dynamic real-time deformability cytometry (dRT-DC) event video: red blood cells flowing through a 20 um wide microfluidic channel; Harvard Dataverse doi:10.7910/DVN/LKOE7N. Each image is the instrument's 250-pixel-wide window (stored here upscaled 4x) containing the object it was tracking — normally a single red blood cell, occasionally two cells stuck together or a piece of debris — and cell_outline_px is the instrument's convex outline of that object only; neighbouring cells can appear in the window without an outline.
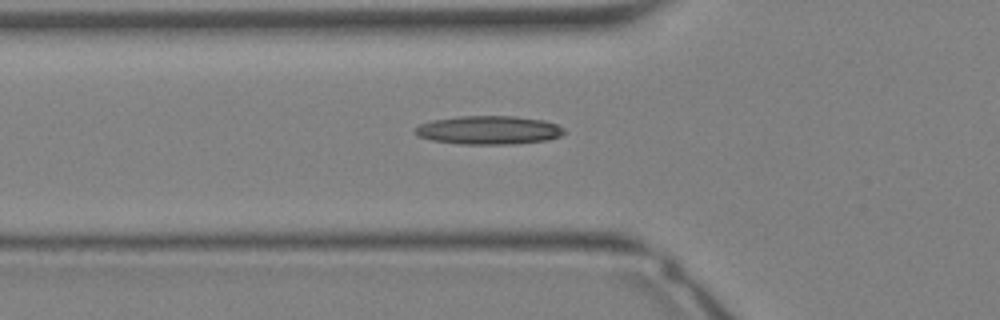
{"species": "Egyptian fruit bat (a non-hibernating species)", "species_latin": "Rousettus aegyptiacus", "temperature_condition": "warm", "stored_images_in_passage": 21, "camera_frame_rate_fps": 3000, "um_per_image_px": 0.085, "animal": {"sex": "female"}, "frame": {"image": 1, "passage_image": 2, "time_ms": 0.333, "image_size_px": [1000, 320], "cell_outline_px": [[568, 132], [560, 136], [548, 140], [516, 144], [460, 144], [432, 140], [420, 136], [412, 128], [420, 124], [432, 120], [456, 116], [516, 116], [544, 120], [556, 124], [564, 128]], "centroid_in_image_um": [41.58, 11.05], "position_along_channel_um": 84.2, "area_um2": 25.03}}
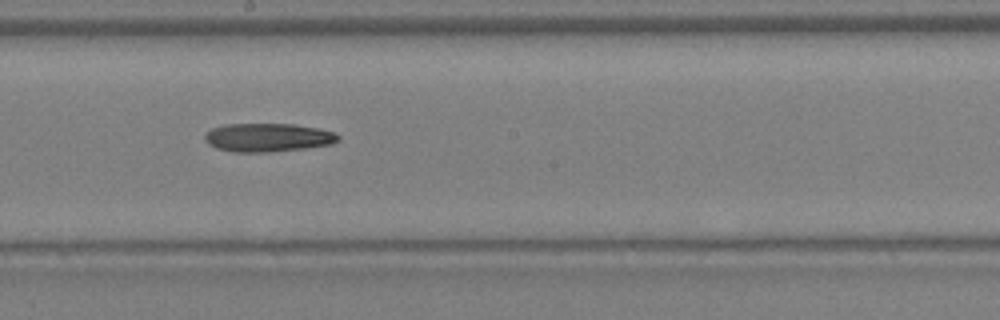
{"frame": {"image": 2, "passage_image": 9, "time_ms": 2.667, "image_size_px": [1000, 320], "cell_outline_px": [[340, 140], [332, 144], [304, 148], [264, 152], [232, 152], [216, 148], [208, 144], [204, 140], [204, 132], [212, 128], [224, 124], [296, 124], [320, 128], [336, 132], [340, 136]], "centroid_in_image_um": [22.76, 11.68], "position_along_channel_um": 225.4, "area_um2": 22.43}}
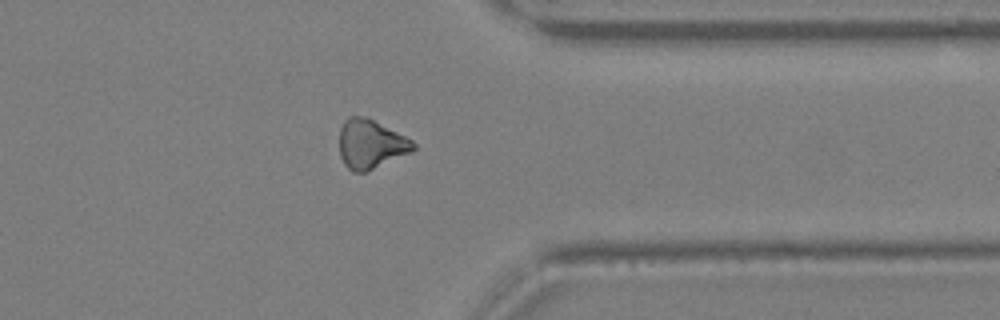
{"frame": {"image": 3, "passage_image": 17, "time_ms": 5.333, "image_size_px": [1000, 320], "cell_outline_px": [[416, 148], [412, 152], [368, 172], [352, 172], [344, 164], [340, 156], [340, 128], [344, 120], [348, 116], [368, 116], [412, 140], [416, 144]], "centroid_in_image_um": [31.52, 12.25], "position_along_channel_um": 379.9, "area_um2": 21.5}}